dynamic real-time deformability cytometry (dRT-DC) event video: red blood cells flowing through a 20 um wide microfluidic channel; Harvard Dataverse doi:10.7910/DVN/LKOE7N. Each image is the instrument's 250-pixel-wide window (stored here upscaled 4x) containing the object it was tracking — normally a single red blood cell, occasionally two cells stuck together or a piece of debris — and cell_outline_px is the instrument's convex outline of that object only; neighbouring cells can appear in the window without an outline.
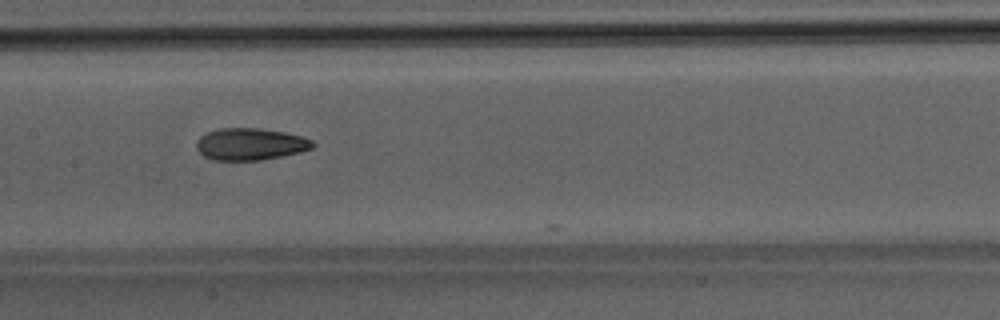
{"species": "Egyptian fruit bat (a non-hibernating species)", "species_latin": "Rousettus aegyptiacus", "temperature_condition": "room temperature", "stored_images_in_passage": 18, "camera_frame_rate_fps": 3000, "um_per_image_px": 0.085, "animal": {"sex": "male"}, "frame": {"image": 1, "passage_image": 17, "time_ms": 5.333, "image_size_px": [1000, 320], "cell_outline_px": [[316, 144], [312, 148], [300, 152], [260, 160], [212, 160], [204, 156], [196, 148], [196, 140], [200, 136], [208, 132], [220, 128], [260, 128], [284, 132], [300, 136], [312, 140]], "centroid_in_image_um": [21.26, 12.25], "position_along_channel_um": 186.1, "area_um2": 21.62}}